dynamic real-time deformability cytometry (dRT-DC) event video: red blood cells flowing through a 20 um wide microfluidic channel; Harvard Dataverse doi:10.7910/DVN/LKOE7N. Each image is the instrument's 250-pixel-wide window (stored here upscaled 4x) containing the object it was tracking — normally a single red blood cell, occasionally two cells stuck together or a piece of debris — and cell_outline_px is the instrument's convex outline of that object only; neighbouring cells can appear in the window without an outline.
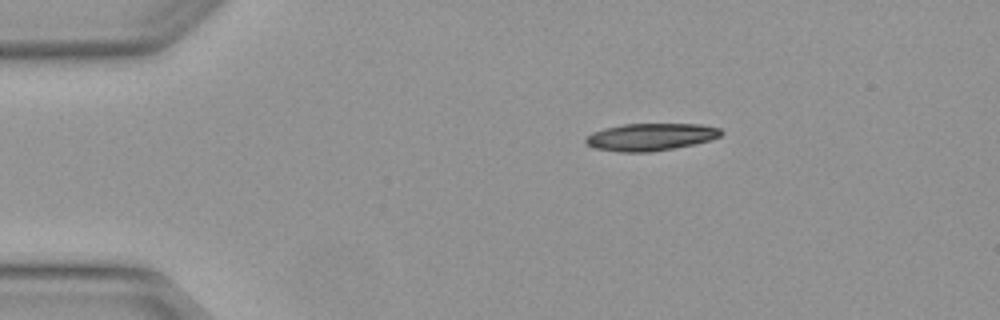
{"species": "Egyptian fruit bat (a non-hibernating species)", "species_latin": "Rousettus aegyptiacus", "temperature_condition": "warm", "stored_images_in_passage": 3, "camera_frame_rate_fps": 3000, "um_per_image_px": 0.085, "animal": {"sex": "female"}, "frame": {"image": 1, "passage_image": 1, "time_ms": 0.0, "image_size_px": [1000, 320], "cell_outline_px": [[724, 132], [720, 136], [708, 140], [692, 144], [672, 148], [648, 152], [620, 152], [596, 148], [588, 144], [584, 140], [592, 132], [604, 128], [624, 124], [700, 124], [720, 128]], "centroid_in_image_um": [55.3, 11.63], "position_along_channel_um": 29.7, "area_um2": 21.27}}
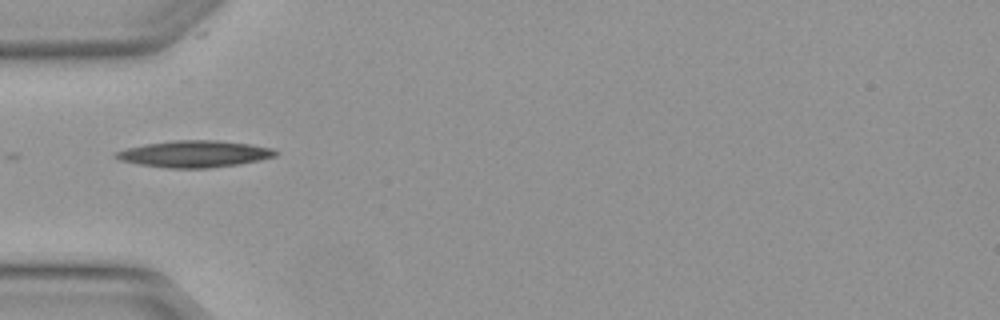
{"frame": {"image": 2, "passage_image": 3, "time_ms": 0.667, "image_size_px": [1000, 320], "cell_outline_px": [[280, 152], [276, 156], [260, 160], [240, 164], [208, 168], [168, 168], [140, 164], [120, 160], [112, 156], [112, 152], [124, 148], [144, 144], [176, 140], [216, 140], [248, 144], [272, 148]], "centroid_in_image_um": [16.49, 13.08], "position_along_channel_um": 68.5, "area_um2": 24.97}}